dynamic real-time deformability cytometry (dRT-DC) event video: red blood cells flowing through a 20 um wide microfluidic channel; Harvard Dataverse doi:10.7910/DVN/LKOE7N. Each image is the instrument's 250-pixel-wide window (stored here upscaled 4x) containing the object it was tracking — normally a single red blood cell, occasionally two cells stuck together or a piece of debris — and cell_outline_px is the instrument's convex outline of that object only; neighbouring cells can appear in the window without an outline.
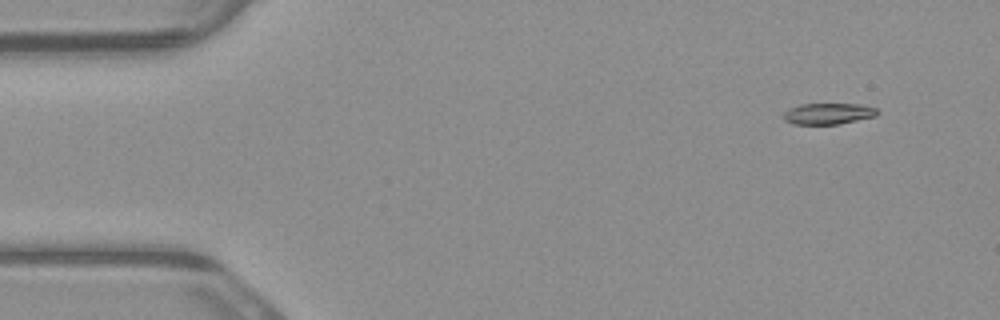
{"species": "common noctule bat (a hibernating species)", "species_latin": "Nyctalus noctula", "temperature_condition": "warm", "stored_images_in_passage": 5, "camera_frame_rate_fps": 3000, "um_per_image_px": 0.085, "animal": {"sex": "male", "body_mass_g": 23.1, "forearm_length_mm": 52.7}, "frame": {"image": 1, "passage_image": 2, "time_ms": 0.333, "image_size_px": [1000, 320], "cell_outline_px": [[880, 112], [876, 116], [840, 124], [796, 124], [784, 120], [784, 112], [788, 108], [800, 104], [860, 104], [876, 108]], "centroid_in_image_um": [70.42, 9.66], "position_along_channel_um": 14.6, "area_um2": 11.62}}
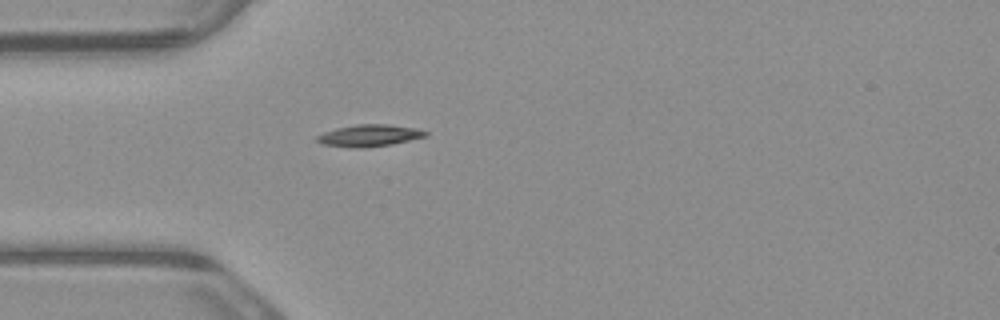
{"frame": {"image": 2, "passage_image": 5, "time_ms": 1.333, "image_size_px": [1000, 320], "cell_outline_px": [[428, 136], [392, 144], [360, 148], [320, 144], [316, 140], [316, 136], [324, 132], [336, 128], [356, 124], [388, 124], [416, 128], [428, 132]], "centroid_in_image_um": [31.39, 11.51], "position_along_channel_um": 53.6, "area_um2": 13.81}}